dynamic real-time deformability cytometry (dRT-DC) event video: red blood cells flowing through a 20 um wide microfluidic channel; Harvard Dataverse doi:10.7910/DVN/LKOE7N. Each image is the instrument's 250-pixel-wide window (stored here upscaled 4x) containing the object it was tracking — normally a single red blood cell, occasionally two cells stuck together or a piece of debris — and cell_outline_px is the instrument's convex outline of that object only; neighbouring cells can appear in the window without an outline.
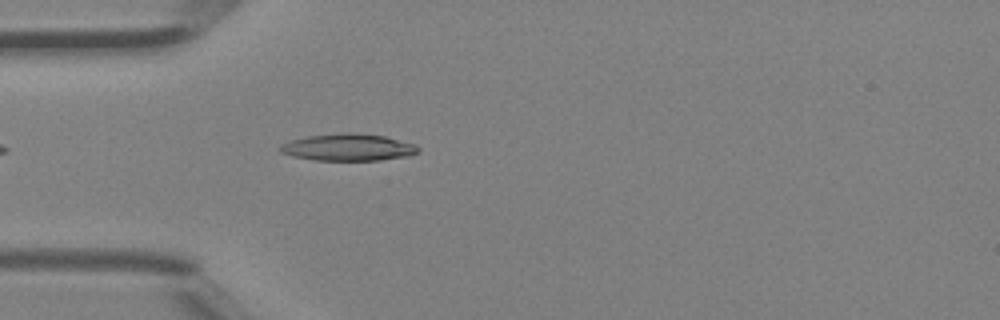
{"species": "Egyptian fruit bat (a non-hibernating species)", "species_latin": "Rousettus aegyptiacus", "temperature_condition": "room temperature", "stored_images_in_passage": 4, "camera_frame_rate_fps": 3000, "um_per_image_px": 0.085, "animal": {"sex": "female"}, "frame": {"image": 1, "passage_image": 4, "time_ms": 1.0, "image_size_px": [1000, 320], "cell_outline_px": [[420, 152], [408, 156], [380, 160], [312, 160], [292, 156], [280, 152], [280, 144], [292, 140], [308, 136], [348, 132], [384, 136], [416, 144], [420, 148]], "centroid_in_image_um": [29.62, 12.53], "position_along_channel_um": 55.4, "area_um2": 21.68}}